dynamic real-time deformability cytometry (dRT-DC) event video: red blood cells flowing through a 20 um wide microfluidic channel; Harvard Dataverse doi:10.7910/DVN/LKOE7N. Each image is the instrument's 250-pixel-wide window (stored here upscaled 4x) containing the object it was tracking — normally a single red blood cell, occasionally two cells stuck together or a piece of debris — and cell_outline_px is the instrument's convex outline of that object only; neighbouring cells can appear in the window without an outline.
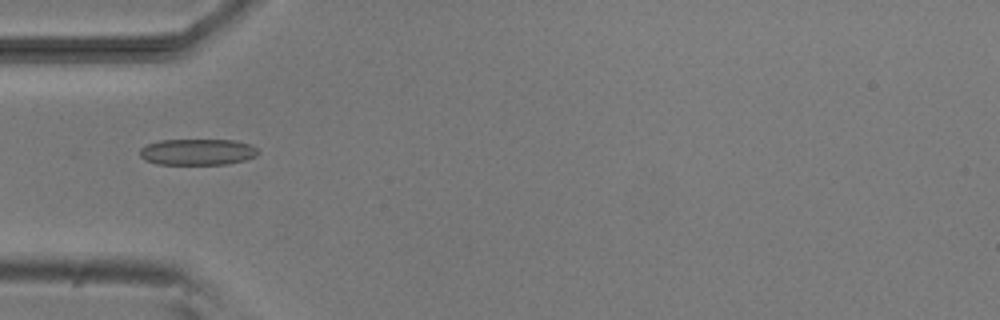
{"species": "common noctule bat (a hibernating species)", "species_latin": "Nyctalus noctula", "temperature_condition": "room temperature", "stored_images_in_passage": 3, "camera_frame_rate_fps": 3000, "um_per_image_px": 0.085, "animal": {"sex": "male", "body_mass_g": 20.5, "forearm_length_mm": 52.5}, "frame": {"image": 1, "passage_image": 1, "time_ms": 0.0, "image_size_px": [1000, 320], "cell_outline_px": [[260, 152], [256, 156], [244, 160], [228, 164], [156, 164], [144, 160], [140, 156], [140, 148], [148, 144], [160, 140], [236, 140], [248, 144], [256, 148]], "centroid_in_image_um": [16.78, 12.92], "position_along_channel_um": 68.2, "area_um2": 18.09}}
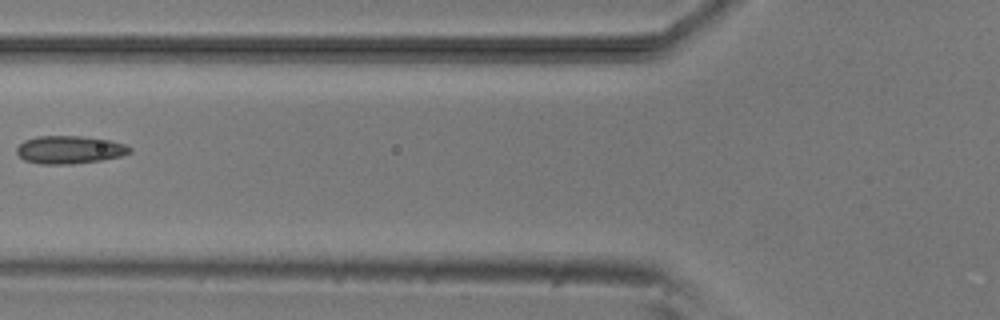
{"frame": {"image": 2, "passage_image": 2, "time_ms": 1.333, "image_size_px": [1000, 320], "cell_outline_px": [[132, 152], [120, 156], [100, 160], [72, 164], [40, 164], [24, 160], [16, 152], [16, 148], [24, 140], [36, 136], [80, 136], [108, 140], [124, 144], [132, 148]], "centroid_in_image_um": [5.89, 12.73], "position_along_channel_um": 119.9, "area_um2": 18.32}}
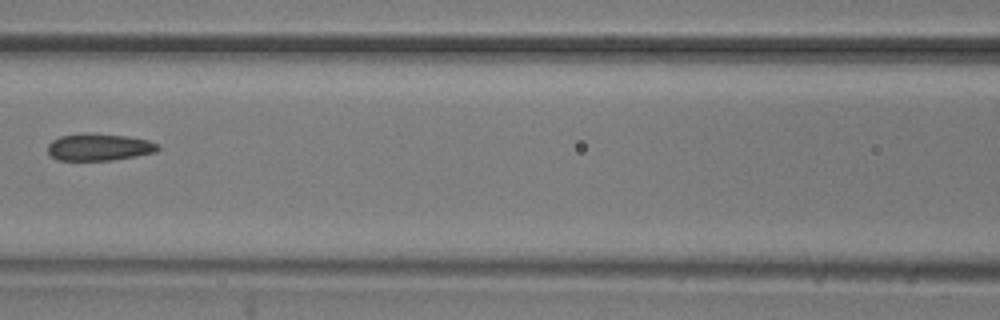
{"frame": {"image": 3, "passage_image": 3, "time_ms": 2.333, "image_size_px": [1000, 320], "cell_outline_px": [[160, 148], [156, 152], [136, 156], [112, 160], [56, 160], [48, 152], [48, 144], [52, 140], [60, 136], [124, 136], [148, 140], [156, 144]], "centroid_in_image_um": [8.43, 12.56], "position_along_channel_um": 158.2, "area_um2": 16.42}}